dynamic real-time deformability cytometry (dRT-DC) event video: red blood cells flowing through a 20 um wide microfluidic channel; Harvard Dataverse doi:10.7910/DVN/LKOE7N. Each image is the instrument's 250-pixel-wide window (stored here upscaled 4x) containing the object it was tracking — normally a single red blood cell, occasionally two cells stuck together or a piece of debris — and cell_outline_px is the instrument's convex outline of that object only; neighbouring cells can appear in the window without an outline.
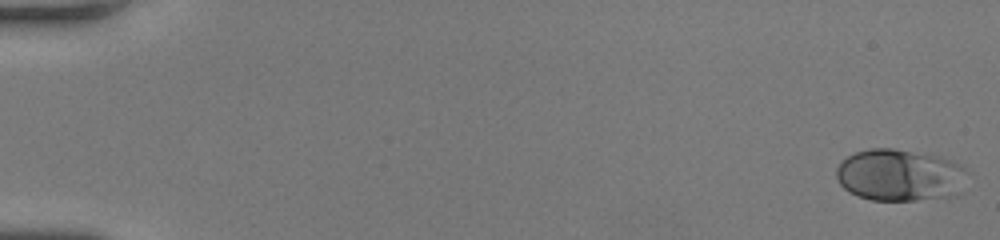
{"species": "human", "species_latin": "Homo sapiens", "temperature_condition": "room temperature", "stored_images_in_passage": 50, "camera_frame_rate_fps": 3000, "um_per_image_px": 0.085, "donor": {"sex": "female"}, "frame": {"image": 1, "passage_image": 1, "time_ms": 0.0, "image_size_px": [1000, 240], "cell_outline_px": [[968, 172], [948, 196], [916, 200], [872, 200], [848, 192], [840, 184], [836, 176], [836, 168], [848, 156], [856, 152], [872, 148], [892, 148], [940, 156], [964, 164]], "centroid_in_image_um": [76.42, 14.86], "position_along_channel_um": 8.6, "area_um2": 39.02}}
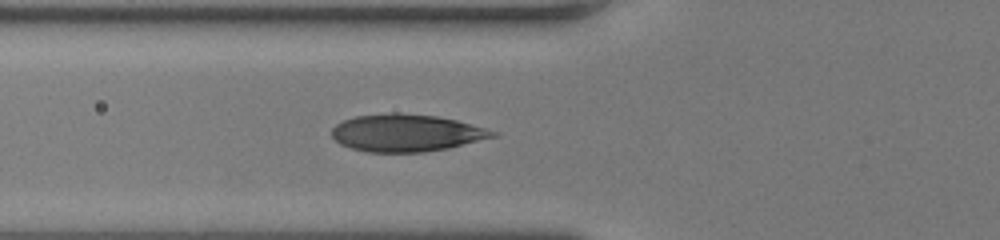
{"frame": {"image": 2, "passage_image": 20, "time_ms": 6.333, "image_size_px": [1000, 240], "cell_outline_px": [[500, 136], [448, 148], [424, 152], [368, 152], [352, 148], [340, 144], [332, 136], [332, 128], [336, 124], [344, 120], [356, 116], [392, 112], [400, 112], [436, 116], [456, 120], [484, 128], [496, 132]], "centroid_in_image_um": [34.54, 11.29], "position_along_channel_um": 91.3, "area_um2": 34.97}}
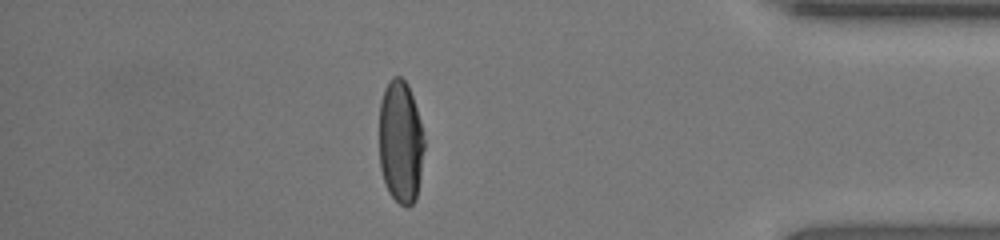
{"frame": {"image": 3, "passage_image": 44, "time_ms": 14.333, "image_size_px": [1000, 240], "cell_outline_px": [[424, 148], [420, 176], [416, 200], [408, 208], [400, 204], [388, 192], [380, 168], [380, 100], [384, 88], [388, 80], [392, 76], [400, 76], [408, 84], [420, 120], [424, 140]], "centroid_in_image_um": [34.04, 12.05], "position_along_channel_um": 401.2, "area_um2": 32.37}, "authors_computed_cell_mechanics": {"area_um2": 34.969, "velocity_mm_per_s": 4.268, "shape_relaxation_time_tau1_ms": 4.312, "shape_relaxation_time_tau2_ms": null, "deformation_change_tau1": 0.2285, "deformation_change_tau2": null}}